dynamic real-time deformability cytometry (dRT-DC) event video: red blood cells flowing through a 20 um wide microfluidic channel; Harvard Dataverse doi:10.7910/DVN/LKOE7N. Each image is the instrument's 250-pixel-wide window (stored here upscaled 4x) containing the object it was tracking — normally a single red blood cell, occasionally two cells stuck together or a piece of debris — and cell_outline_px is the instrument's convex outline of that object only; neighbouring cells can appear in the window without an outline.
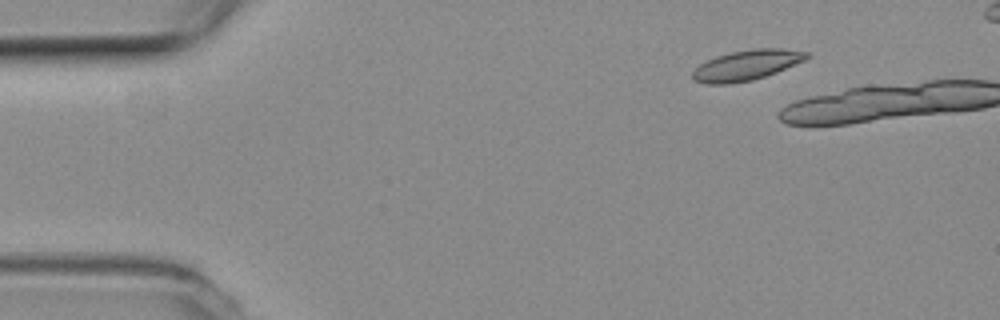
{"species": "common noctule bat (a hibernating species)", "species_latin": "Nyctalus noctula", "temperature_condition": "room temperature", "stored_images_in_passage": 3, "camera_frame_rate_fps": 3000, "um_per_image_px": 0.085, "animal": {"sex": "female", "body_mass_g": 19.3, "forearm_length_mm": 54.1}, "frame": {"image": 1, "passage_image": 2, "time_ms": 0.333, "image_size_px": [1000, 320], "cell_outline_px": [[812, 56], [804, 60], [776, 72], [752, 80], [728, 84], [708, 84], [692, 80], [692, 72], [700, 64], [716, 56], [732, 52], [756, 48], [784, 48], [808, 52]], "centroid_in_image_um": [63.46, 5.53], "position_along_channel_um": 21.5, "area_um2": 20.0}}